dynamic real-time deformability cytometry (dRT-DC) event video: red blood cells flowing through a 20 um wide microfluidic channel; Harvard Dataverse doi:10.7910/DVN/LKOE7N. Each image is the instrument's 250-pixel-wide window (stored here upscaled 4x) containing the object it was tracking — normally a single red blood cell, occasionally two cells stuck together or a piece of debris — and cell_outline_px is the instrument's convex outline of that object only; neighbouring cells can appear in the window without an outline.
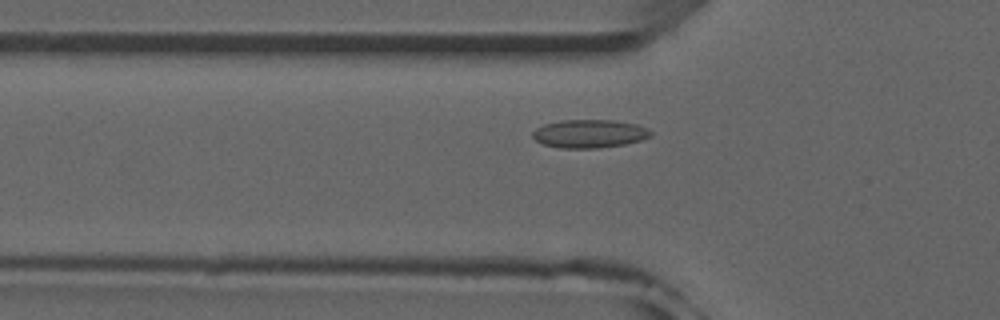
{"species": "common noctule bat (a hibernating species)", "species_latin": "Nyctalus noctula", "temperature_condition": "room temperature", "stored_images_in_passage": 49, "camera_frame_rate_fps": 3000, "um_per_image_px": 0.085, "animal": {"sex": "male", "forearm_length_mm": 52.5}, "frame": {"image": 1, "passage_image": 14, "time_ms": 4.333, "image_size_px": [1000, 320], "cell_outline_px": [[652, 136], [640, 140], [624, 144], [600, 148], [560, 148], [544, 144], [536, 140], [532, 136], [532, 132], [536, 128], [544, 124], [560, 120], [612, 120], [636, 124], [648, 128], [652, 132]], "centroid_in_image_um": [50.1, 11.36], "position_along_channel_um": 75.7, "area_um2": 19.48}}
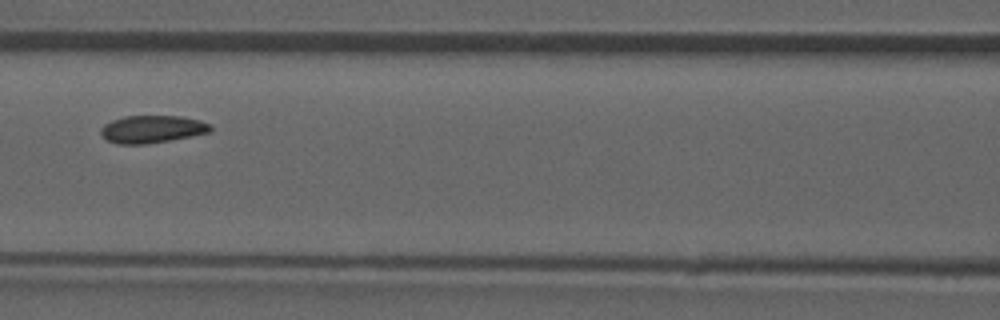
{"frame": {"image": 2, "passage_image": 20, "time_ms": 6.333, "image_size_px": [1000, 320], "cell_outline_px": [[212, 132], [148, 144], [116, 144], [108, 140], [100, 132], [100, 128], [104, 124], [112, 120], [124, 116], [180, 116], [200, 120], [212, 124]], "centroid_in_image_um": [12.95, 10.97], "position_along_channel_um": 153.6, "area_um2": 17.69}}
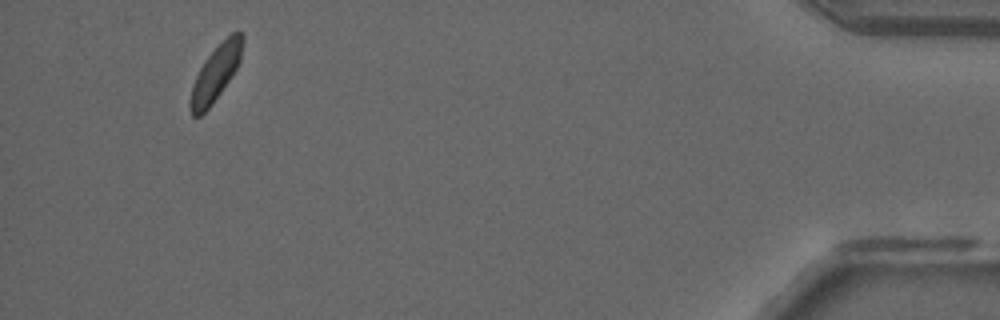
{"frame": {"image": 3, "passage_image": 46, "time_ms": 15.0, "image_size_px": [1000, 320], "cell_outline_px": [[244, 40], [240, 60], [232, 76], [212, 104], [200, 116], [192, 116], [188, 104], [192, 84], [200, 68], [208, 56], [232, 32], [244, 32]], "centroid_in_image_um": [18.33, 6.24], "position_along_channel_um": 416.9, "area_um2": 16.7}, "authors_computed_cell_mechanics": {"area_um2": 18.0336, "velocity_mm_per_s": 3.8751, "shape_relaxation_time_tau1_ms": 10.2445, "shape_relaxation_time_tau2_ms": 3.1769, "deformation_change_tau1": 0.126, "deformation_change_tau2": 0.0671}}